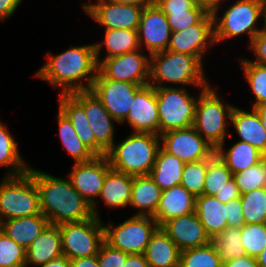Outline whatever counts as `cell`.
Returning <instances> with one entry per match:
<instances>
[{
    "label": "cell",
    "instance_id": "7bdbcfd3",
    "mask_svg": "<svg viewBox=\"0 0 266 267\" xmlns=\"http://www.w3.org/2000/svg\"><path fill=\"white\" fill-rule=\"evenodd\" d=\"M232 178L233 174L226 164L207 170L204 194L214 196L221 191Z\"/></svg>",
    "mask_w": 266,
    "mask_h": 267
},
{
    "label": "cell",
    "instance_id": "ab89813d",
    "mask_svg": "<svg viewBox=\"0 0 266 267\" xmlns=\"http://www.w3.org/2000/svg\"><path fill=\"white\" fill-rule=\"evenodd\" d=\"M241 241L246 255L256 258L266 245V223L244 224Z\"/></svg>",
    "mask_w": 266,
    "mask_h": 267
},
{
    "label": "cell",
    "instance_id": "2e32d148",
    "mask_svg": "<svg viewBox=\"0 0 266 267\" xmlns=\"http://www.w3.org/2000/svg\"><path fill=\"white\" fill-rule=\"evenodd\" d=\"M69 94L84 108L96 142L107 152L115 143L113 123L116 120L90 90L75 91Z\"/></svg>",
    "mask_w": 266,
    "mask_h": 267
},
{
    "label": "cell",
    "instance_id": "4316f807",
    "mask_svg": "<svg viewBox=\"0 0 266 267\" xmlns=\"http://www.w3.org/2000/svg\"><path fill=\"white\" fill-rule=\"evenodd\" d=\"M195 212L210 239L228 227L226 203L220 202L215 196L203 194L196 197Z\"/></svg>",
    "mask_w": 266,
    "mask_h": 267
},
{
    "label": "cell",
    "instance_id": "4dcf8cb0",
    "mask_svg": "<svg viewBox=\"0 0 266 267\" xmlns=\"http://www.w3.org/2000/svg\"><path fill=\"white\" fill-rule=\"evenodd\" d=\"M104 34V41L94 43L97 63L101 60L99 56L103 49L102 45L105 46L107 52L102 60L141 49L137 30L111 29L105 30Z\"/></svg>",
    "mask_w": 266,
    "mask_h": 267
},
{
    "label": "cell",
    "instance_id": "ac0fdd59",
    "mask_svg": "<svg viewBox=\"0 0 266 267\" xmlns=\"http://www.w3.org/2000/svg\"><path fill=\"white\" fill-rule=\"evenodd\" d=\"M127 121L133 132L160 135L157 98L153 86L146 85L135 95L134 103L122 124Z\"/></svg>",
    "mask_w": 266,
    "mask_h": 267
},
{
    "label": "cell",
    "instance_id": "74e56055",
    "mask_svg": "<svg viewBox=\"0 0 266 267\" xmlns=\"http://www.w3.org/2000/svg\"><path fill=\"white\" fill-rule=\"evenodd\" d=\"M233 179L241 195L266 187V157L259 163L233 174Z\"/></svg>",
    "mask_w": 266,
    "mask_h": 267
},
{
    "label": "cell",
    "instance_id": "e0dca14e",
    "mask_svg": "<svg viewBox=\"0 0 266 267\" xmlns=\"http://www.w3.org/2000/svg\"><path fill=\"white\" fill-rule=\"evenodd\" d=\"M137 31L140 48L146 45L149 55L167 50L172 32L166 15L155 3L144 7Z\"/></svg>",
    "mask_w": 266,
    "mask_h": 267
},
{
    "label": "cell",
    "instance_id": "f546056e",
    "mask_svg": "<svg viewBox=\"0 0 266 267\" xmlns=\"http://www.w3.org/2000/svg\"><path fill=\"white\" fill-rule=\"evenodd\" d=\"M185 163L160 147L149 176L161 190L180 185Z\"/></svg>",
    "mask_w": 266,
    "mask_h": 267
},
{
    "label": "cell",
    "instance_id": "9a60e30c",
    "mask_svg": "<svg viewBox=\"0 0 266 267\" xmlns=\"http://www.w3.org/2000/svg\"><path fill=\"white\" fill-rule=\"evenodd\" d=\"M212 44H216L214 21L212 13H208L198 24L172 32L167 50L203 58Z\"/></svg>",
    "mask_w": 266,
    "mask_h": 267
},
{
    "label": "cell",
    "instance_id": "603a6c76",
    "mask_svg": "<svg viewBox=\"0 0 266 267\" xmlns=\"http://www.w3.org/2000/svg\"><path fill=\"white\" fill-rule=\"evenodd\" d=\"M71 121L81 142L95 155L106 156V151L96 142L84 108L70 95L60 93L59 107Z\"/></svg>",
    "mask_w": 266,
    "mask_h": 267
},
{
    "label": "cell",
    "instance_id": "6da1fadb",
    "mask_svg": "<svg viewBox=\"0 0 266 267\" xmlns=\"http://www.w3.org/2000/svg\"><path fill=\"white\" fill-rule=\"evenodd\" d=\"M45 57L48 61L34 76L61 88L62 94L91 90L98 72L94 44L71 47L55 56L48 52Z\"/></svg>",
    "mask_w": 266,
    "mask_h": 267
},
{
    "label": "cell",
    "instance_id": "5b68a950",
    "mask_svg": "<svg viewBox=\"0 0 266 267\" xmlns=\"http://www.w3.org/2000/svg\"><path fill=\"white\" fill-rule=\"evenodd\" d=\"M42 214L34 178L27 172L5 176L0 182V222Z\"/></svg>",
    "mask_w": 266,
    "mask_h": 267
},
{
    "label": "cell",
    "instance_id": "b9f144b4",
    "mask_svg": "<svg viewBox=\"0 0 266 267\" xmlns=\"http://www.w3.org/2000/svg\"><path fill=\"white\" fill-rule=\"evenodd\" d=\"M206 172L198 161L185 163L181 185L195 197L203 195Z\"/></svg>",
    "mask_w": 266,
    "mask_h": 267
},
{
    "label": "cell",
    "instance_id": "bcb514c9",
    "mask_svg": "<svg viewBox=\"0 0 266 267\" xmlns=\"http://www.w3.org/2000/svg\"><path fill=\"white\" fill-rule=\"evenodd\" d=\"M128 253L111 247L105 241L102 243L97 254L100 267H123Z\"/></svg>",
    "mask_w": 266,
    "mask_h": 267
},
{
    "label": "cell",
    "instance_id": "8992f818",
    "mask_svg": "<svg viewBox=\"0 0 266 267\" xmlns=\"http://www.w3.org/2000/svg\"><path fill=\"white\" fill-rule=\"evenodd\" d=\"M199 96L193 127L208 143H224L228 136L226 119L231 118L235 106L222 102L211 86L202 88Z\"/></svg>",
    "mask_w": 266,
    "mask_h": 267
},
{
    "label": "cell",
    "instance_id": "484cf974",
    "mask_svg": "<svg viewBox=\"0 0 266 267\" xmlns=\"http://www.w3.org/2000/svg\"><path fill=\"white\" fill-rule=\"evenodd\" d=\"M144 256L150 267H179L181 250L159 227L147 244Z\"/></svg>",
    "mask_w": 266,
    "mask_h": 267
},
{
    "label": "cell",
    "instance_id": "30bf717a",
    "mask_svg": "<svg viewBox=\"0 0 266 267\" xmlns=\"http://www.w3.org/2000/svg\"><path fill=\"white\" fill-rule=\"evenodd\" d=\"M259 17H261L259 0H238L228 7L221 20L217 15H213L215 43L245 33L251 43L252 39L265 29L257 28Z\"/></svg>",
    "mask_w": 266,
    "mask_h": 267
},
{
    "label": "cell",
    "instance_id": "e575fe53",
    "mask_svg": "<svg viewBox=\"0 0 266 267\" xmlns=\"http://www.w3.org/2000/svg\"><path fill=\"white\" fill-rule=\"evenodd\" d=\"M222 263L245 255L241 241V228L226 227L225 230L211 239Z\"/></svg>",
    "mask_w": 266,
    "mask_h": 267
},
{
    "label": "cell",
    "instance_id": "f35d334b",
    "mask_svg": "<svg viewBox=\"0 0 266 267\" xmlns=\"http://www.w3.org/2000/svg\"><path fill=\"white\" fill-rule=\"evenodd\" d=\"M239 61L250 89L256 98L253 107L266 103V65L250 62L247 59H240Z\"/></svg>",
    "mask_w": 266,
    "mask_h": 267
},
{
    "label": "cell",
    "instance_id": "c3c4849f",
    "mask_svg": "<svg viewBox=\"0 0 266 267\" xmlns=\"http://www.w3.org/2000/svg\"><path fill=\"white\" fill-rule=\"evenodd\" d=\"M226 212L228 227L241 228L245 224L240 197L226 203Z\"/></svg>",
    "mask_w": 266,
    "mask_h": 267
},
{
    "label": "cell",
    "instance_id": "d6986e66",
    "mask_svg": "<svg viewBox=\"0 0 266 267\" xmlns=\"http://www.w3.org/2000/svg\"><path fill=\"white\" fill-rule=\"evenodd\" d=\"M161 228L181 251L211 242L196 212L166 221Z\"/></svg>",
    "mask_w": 266,
    "mask_h": 267
},
{
    "label": "cell",
    "instance_id": "f6af8a7d",
    "mask_svg": "<svg viewBox=\"0 0 266 267\" xmlns=\"http://www.w3.org/2000/svg\"><path fill=\"white\" fill-rule=\"evenodd\" d=\"M224 143H208L198 162L206 169H213L226 163V150Z\"/></svg>",
    "mask_w": 266,
    "mask_h": 267
},
{
    "label": "cell",
    "instance_id": "7a4b0ae2",
    "mask_svg": "<svg viewBox=\"0 0 266 267\" xmlns=\"http://www.w3.org/2000/svg\"><path fill=\"white\" fill-rule=\"evenodd\" d=\"M28 173L34 178L38 188L41 213L50 224L79 222L93 216L92 206L72 186L69 179L33 168H29Z\"/></svg>",
    "mask_w": 266,
    "mask_h": 267
},
{
    "label": "cell",
    "instance_id": "816d5d0a",
    "mask_svg": "<svg viewBox=\"0 0 266 267\" xmlns=\"http://www.w3.org/2000/svg\"><path fill=\"white\" fill-rule=\"evenodd\" d=\"M222 267H259V265L256 258L245 254L233 260L223 262Z\"/></svg>",
    "mask_w": 266,
    "mask_h": 267
},
{
    "label": "cell",
    "instance_id": "7402d4cb",
    "mask_svg": "<svg viewBox=\"0 0 266 267\" xmlns=\"http://www.w3.org/2000/svg\"><path fill=\"white\" fill-rule=\"evenodd\" d=\"M63 255L59 225L49 224L26 249V267H40Z\"/></svg>",
    "mask_w": 266,
    "mask_h": 267
},
{
    "label": "cell",
    "instance_id": "f5cc1de1",
    "mask_svg": "<svg viewBox=\"0 0 266 267\" xmlns=\"http://www.w3.org/2000/svg\"><path fill=\"white\" fill-rule=\"evenodd\" d=\"M22 0H0V21L11 17Z\"/></svg>",
    "mask_w": 266,
    "mask_h": 267
},
{
    "label": "cell",
    "instance_id": "d590c367",
    "mask_svg": "<svg viewBox=\"0 0 266 267\" xmlns=\"http://www.w3.org/2000/svg\"><path fill=\"white\" fill-rule=\"evenodd\" d=\"M245 224L266 223V187L240 196Z\"/></svg>",
    "mask_w": 266,
    "mask_h": 267
},
{
    "label": "cell",
    "instance_id": "681fc988",
    "mask_svg": "<svg viewBox=\"0 0 266 267\" xmlns=\"http://www.w3.org/2000/svg\"><path fill=\"white\" fill-rule=\"evenodd\" d=\"M249 46L256 56L255 61L250 60V62L266 65V28L252 39Z\"/></svg>",
    "mask_w": 266,
    "mask_h": 267
},
{
    "label": "cell",
    "instance_id": "44dd1931",
    "mask_svg": "<svg viewBox=\"0 0 266 267\" xmlns=\"http://www.w3.org/2000/svg\"><path fill=\"white\" fill-rule=\"evenodd\" d=\"M196 197L181 184L162 191L153 218L161 227L166 221L195 212Z\"/></svg>",
    "mask_w": 266,
    "mask_h": 267
},
{
    "label": "cell",
    "instance_id": "ffe728a7",
    "mask_svg": "<svg viewBox=\"0 0 266 267\" xmlns=\"http://www.w3.org/2000/svg\"><path fill=\"white\" fill-rule=\"evenodd\" d=\"M161 147L184 163L196 162L208 142L193 126L160 134Z\"/></svg>",
    "mask_w": 266,
    "mask_h": 267
},
{
    "label": "cell",
    "instance_id": "cb8c5ba5",
    "mask_svg": "<svg viewBox=\"0 0 266 267\" xmlns=\"http://www.w3.org/2000/svg\"><path fill=\"white\" fill-rule=\"evenodd\" d=\"M228 124H233L238 136L241 137L240 141L254 146L266 157V131L253 107L250 112L234 107Z\"/></svg>",
    "mask_w": 266,
    "mask_h": 267
},
{
    "label": "cell",
    "instance_id": "91938a15",
    "mask_svg": "<svg viewBox=\"0 0 266 267\" xmlns=\"http://www.w3.org/2000/svg\"><path fill=\"white\" fill-rule=\"evenodd\" d=\"M253 108L259 115L262 125L266 131V103L255 105Z\"/></svg>",
    "mask_w": 266,
    "mask_h": 267
},
{
    "label": "cell",
    "instance_id": "4fadbf2b",
    "mask_svg": "<svg viewBox=\"0 0 266 267\" xmlns=\"http://www.w3.org/2000/svg\"><path fill=\"white\" fill-rule=\"evenodd\" d=\"M111 169L106 156H96L88 162L74 163L68 175L72 186L92 206L93 215L99 218L95 198L99 197L107 172Z\"/></svg>",
    "mask_w": 266,
    "mask_h": 267
},
{
    "label": "cell",
    "instance_id": "7c38bea8",
    "mask_svg": "<svg viewBox=\"0 0 266 267\" xmlns=\"http://www.w3.org/2000/svg\"><path fill=\"white\" fill-rule=\"evenodd\" d=\"M140 51L141 49L100 60L98 72L105 79L149 85L151 56L141 54Z\"/></svg>",
    "mask_w": 266,
    "mask_h": 267
},
{
    "label": "cell",
    "instance_id": "94428289",
    "mask_svg": "<svg viewBox=\"0 0 266 267\" xmlns=\"http://www.w3.org/2000/svg\"><path fill=\"white\" fill-rule=\"evenodd\" d=\"M259 267H266V245L263 251L256 257Z\"/></svg>",
    "mask_w": 266,
    "mask_h": 267
},
{
    "label": "cell",
    "instance_id": "680465c9",
    "mask_svg": "<svg viewBox=\"0 0 266 267\" xmlns=\"http://www.w3.org/2000/svg\"><path fill=\"white\" fill-rule=\"evenodd\" d=\"M124 5L148 6L155 3V0H111Z\"/></svg>",
    "mask_w": 266,
    "mask_h": 267
},
{
    "label": "cell",
    "instance_id": "7dc6e473",
    "mask_svg": "<svg viewBox=\"0 0 266 267\" xmlns=\"http://www.w3.org/2000/svg\"><path fill=\"white\" fill-rule=\"evenodd\" d=\"M155 4L164 14H172L179 11H206L194 0H155Z\"/></svg>",
    "mask_w": 266,
    "mask_h": 267
},
{
    "label": "cell",
    "instance_id": "f907efd6",
    "mask_svg": "<svg viewBox=\"0 0 266 267\" xmlns=\"http://www.w3.org/2000/svg\"><path fill=\"white\" fill-rule=\"evenodd\" d=\"M220 202L228 203L232 199L239 198L241 196L238 187L232 178L226 186L214 195Z\"/></svg>",
    "mask_w": 266,
    "mask_h": 267
},
{
    "label": "cell",
    "instance_id": "be15d7a7",
    "mask_svg": "<svg viewBox=\"0 0 266 267\" xmlns=\"http://www.w3.org/2000/svg\"><path fill=\"white\" fill-rule=\"evenodd\" d=\"M199 6L204 8V0H194Z\"/></svg>",
    "mask_w": 266,
    "mask_h": 267
},
{
    "label": "cell",
    "instance_id": "9f6ffc18",
    "mask_svg": "<svg viewBox=\"0 0 266 267\" xmlns=\"http://www.w3.org/2000/svg\"><path fill=\"white\" fill-rule=\"evenodd\" d=\"M40 267H71L70 260L64 255L49 261L47 264Z\"/></svg>",
    "mask_w": 266,
    "mask_h": 267
},
{
    "label": "cell",
    "instance_id": "8fae6325",
    "mask_svg": "<svg viewBox=\"0 0 266 267\" xmlns=\"http://www.w3.org/2000/svg\"><path fill=\"white\" fill-rule=\"evenodd\" d=\"M143 87L122 80L105 79L97 72L90 91L102 102L116 122L121 124L129 114L135 95Z\"/></svg>",
    "mask_w": 266,
    "mask_h": 267
},
{
    "label": "cell",
    "instance_id": "3957f363",
    "mask_svg": "<svg viewBox=\"0 0 266 267\" xmlns=\"http://www.w3.org/2000/svg\"><path fill=\"white\" fill-rule=\"evenodd\" d=\"M161 147L160 136L133 132L119 144H113L106 157L110 167L131 175H149Z\"/></svg>",
    "mask_w": 266,
    "mask_h": 267
},
{
    "label": "cell",
    "instance_id": "836d02e7",
    "mask_svg": "<svg viewBox=\"0 0 266 267\" xmlns=\"http://www.w3.org/2000/svg\"><path fill=\"white\" fill-rule=\"evenodd\" d=\"M264 157L254 146L239 140L226 151L225 164L235 174L259 163Z\"/></svg>",
    "mask_w": 266,
    "mask_h": 267
},
{
    "label": "cell",
    "instance_id": "ba28073f",
    "mask_svg": "<svg viewBox=\"0 0 266 267\" xmlns=\"http://www.w3.org/2000/svg\"><path fill=\"white\" fill-rule=\"evenodd\" d=\"M94 215L59 225L63 255L69 260L97 255L104 242V223Z\"/></svg>",
    "mask_w": 266,
    "mask_h": 267
},
{
    "label": "cell",
    "instance_id": "6125c7cd",
    "mask_svg": "<svg viewBox=\"0 0 266 267\" xmlns=\"http://www.w3.org/2000/svg\"><path fill=\"white\" fill-rule=\"evenodd\" d=\"M260 1V6H261V15H263L264 19V28H266V0H259Z\"/></svg>",
    "mask_w": 266,
    "mask_h": 267
},
{
    "label": "cell",
    "instance_id": "11a10c76",
    "mask_svg": "<svg viewBox=\"0 0 266 267\" xmlns=\"http://www.w3.org/2000/svg\"><path fill=\"white\" fill-rule=\"evenodd\" d=\"M71 267H100L97 255L70 260Z\"/></svg>",
    "mask_w": 266,
    "mask_h": 267
},
{
    "label": "cell",
    "instance_id": "8d00e7d4",
    "mask_svg": "<svg viewBox=\"0 0 266 267\" xmlns=\"http://www.w3.org/2000/svg\"><path fill=\"white\" fill-rule=\"evenodd\" d=\"M179 267H222V261L210 242L201 247L181 251Z\"/></svg>",
    "mask_w": 266,
    "mask_h": 267
},
{
    "label": "cell",
    "instance_id": "6f0895ef",
    "mask_svg": "<svg viewBox=\"0 0 266 267\" xmlns=\"http://www.w3.org/2000/svg\"><path fill=\"white\" fill-rule=\"evenodd\" d=\"M223 0H204V9L212 15L218 14V9L220 8V3Z\"/></svg>",
    "mask_w": 266,
    "mask_h": 267
},
{
    "label": "cell",
    "instance_id": "f1b7e54d",
    "mask_svg": "<svg viewBox=\"0 0 266 267\" xmlns=\"http://www.w3.org/2000/svg\"><path fill=\"white\" fill-rule=\"evenodd\" d=\"M133 176L110 169L103 182L99 197L110 208L126 207L131 198Z\"/></svg>",
    "mask_w": 266,
    "mask_h": 267
},
{
    "label": "cell",
    "instance_id": "db71d44e",
    "mask_svg": "<svg viewBox=\"0 0 266 267\" xmlns=\"http://www.w3.org/2000/svg\"><path fill=\"white\" fill-rule=\"evenodd\" d=\"M123 267H150L144 254H128Z\"/></svg>",
    "mask_w": 266,
    "mask_h": 267
},
{
    "label": "cell",
    "instance_id": "d4e9b609",
    "mask_svg": "<svg viewBox=\"0 0 266 267\" xmlns=\"http://www.w3.org/2000/svg\"><path fill=\"white\" fill-rule=\"evenodd\" d=\"M49 224L44 214H37L4 220L1 222V231L11 240L27 249Z\"/></svg>",
    "mask_w": 266,
    "mask_h": 267
},
{
    "label": "cell",
    "instance_id": "52a82bcc",
    "mask_svg": "<svg viewBox=\"0 0 266 267\" xmlns=\"http://www.w3.org/2000/svg\"><path fill=\"white\" fill-rule=\"evenodd\" d=\"M160 120V134L193 126L198 98L185 88L164 85L155 88Z\"/></svg>",
    "mask_w": 266,
    "mask_h": 267
},
{
    "label": "cell",
    "instance_id": "83f0119b",
    "mask_svg": "<svg viewBox=\"0 0 266 267\" xmlns=\"http://www.w3.org/2000/svg\"><path fill=\"white\" fill-rule=\"evenodd\" d=\"M162 190L149 175L133 176L130 206L138 208L135 215L154 216Z\"/></svg>",
    "mask_w": 266,
    "mask_h": 267
},
{
    "label": "cell",
    "instance_id": "ee69618b",
    "mask_svg": "<svg viewBox=\"0 0 266 267\" xmlns=\"http://www.w3.org/2000/svg\"><path fill=\"white\" fill-rule=\"evenodd\" d=\"M207 14V11H179L165 15L171 32H177L198 24Z\"/></svg>",
    "mask_w": 266,
    "mask_h": 267
},
{
    "label": "cell",
    "instance_id": "60d3db41",
    "mask_svg": "<svg viewBox=\"0 0 266 267\" xmlns=\"http://www.w3.org/2000/svg\"><path fill=\"white\" fill-rule=\"evenodd\" d=\"M0 267H26V249L0 231Z\"/></svg>",
    "mask_w": 266,
    "mask_h": 267
},
{
    "label": "cell",
    "instance_id": "5bb4252c",
    "mask_svg": "<svg viewBox=\"0 0 266 267\" xmlns=\"http://www.w3.org/2000/svg\"><path fill=\"white\" fill-rule=\"evenodd\" d=\"M83 10L104 30H138L143 6L124 5L111 0H98L96 3H82Z\"/></svg>",
    "mask_w": 266,
    "mask_h": 267
},
{
    "label": "cell",
    "instance_id": "d6a6232c",
    "mask_svg": "<svg viewBox=\"0 0 266 267\" xmlns=\"http://www.w3.org/2000/svg\"><path fill=\"white\" fill-rule=\"evenodd\" d=\"M58 126L60 140L74 163L88 162L96 156L78 138L71 121L58 109Z\"/></svg>",
    "mask_w": 266,
    "mask_h": 267
},
{
    "label": "cell",
    "instance_id": "1f68e13d",
    "mask_svg": "<svg viewBox=\"0 0 266 267\" xmlns=\"http://www.w3.org/2000/svg\"><path fill=\"white\" fill-rule=\"evenodd\" d=\"M0 166L10 167L6 176H20L27 173L30 168L19 153L18 143L2 122H0Z\"/></svg>",
    "mask_w": 266,
    "mask_h": 267
},
{
    "label": "cell",
    "instance_id": "277c9868",
    "mask_svg": "<svg viewBox=\"0 0 266 267\" xmlns=\"http://www.w3.org/2000/svg\"><path fill=\"white\" fill-rule=\"evenodd\" d=\"M150 56L149 85L154 88L163 87V82L182 86L194 85L201 89L210 87L204 76L202 58L169 50Z\"/></svg>",
    "mask_w": 266,
    "mask_h": 267
},
{
    "label": "cell",
    "instance_id": "9c48e42d",
    "mask_svg": "<svg viewBox=\"0 0 266 267\" xmlns=\"http://www.w3.org/2000/svg\"><path fill=\"white\" fill-rule=\"evenodd\" d=\"M104 226V241L128 254H144L152 235L160 227L152 216L133 215L118 226ZM113 229V230H112Z\"/></svg>",
    "mask_w": 266,
    "mask_h": 267
}]
</instances>
